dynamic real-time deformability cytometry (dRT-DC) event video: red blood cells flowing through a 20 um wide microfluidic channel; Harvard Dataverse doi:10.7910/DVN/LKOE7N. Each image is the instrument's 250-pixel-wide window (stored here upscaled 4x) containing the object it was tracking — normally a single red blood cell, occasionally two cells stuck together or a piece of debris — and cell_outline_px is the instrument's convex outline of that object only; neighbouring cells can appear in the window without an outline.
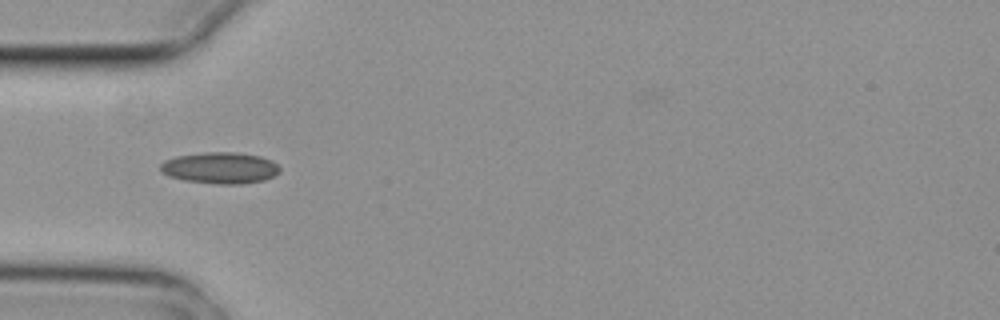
{"species": "common noctule bat (a hibernating species)", "species_latin": "Nyctalus noctula", "temperature_condition": "cold", "stored_images_in_passage": 4, "camera_frame_rate_fps": 3000, "um_per_image_px": 0.085, "animal": {"sex": "female", "body_mass_g": 29.2, "forearm_length_mm": 56.3}, "frame": {"image": 1, "passage_image": 2, "time_ms": 0.333, "image_size_px": [1000, 320], "cell_outline_px": [[280, 172], [264, 180], [240, 184], [216, 184], [184, 180], [168, 176], [160, 172], [160, 164], [164, 160], [176, 156], [204, 152], [236, 152], [260, 156], [272, 160], [280, 168]], "centroid_in_image_um": [18.69, 14.27], "position_along_channel_um": 66.3, "area_um2": 21.96}}
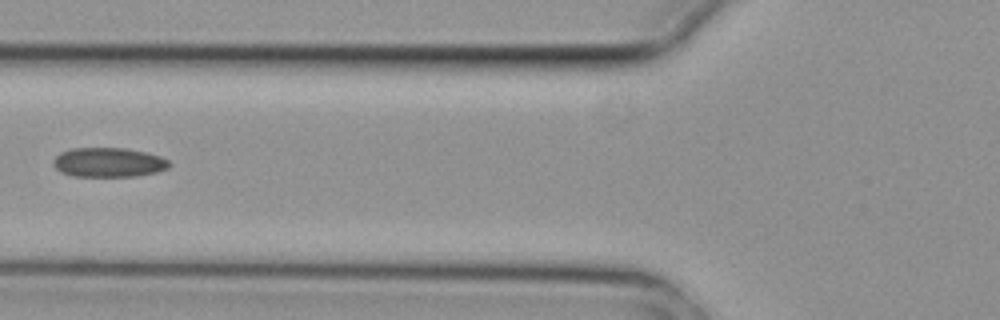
{"frame": {"image": 2, "passage_image": 3, "time_ms": 0.667, "image_size_px": [1000, 320], "cell_outline_px": [[172, 164], [168, 168], [156, 172], [136, 176], [72, 176], [60, 172], [52, 164], [52, 160], [60, 152], [72, 148], [124, 148], [144, 152], [160, 156], [168, 160]], "centroid_in_image_um": [9.2, 13.8], "position_along_channel_um": 116.6, "area_um2": 19.94}}
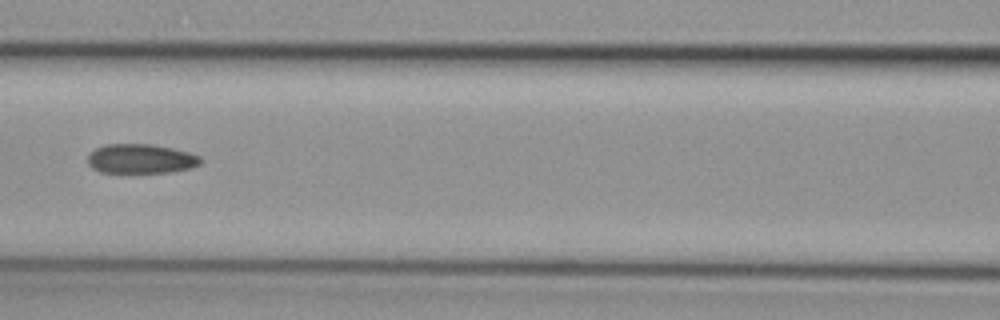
{"frame": {"image": 3, "passage_image": 4, "time_ms": 1.0, "image_size_px": [1000, 320], "cell_outline_px": [[204, 160], [200, 164], [192, 168], [172, 172], [100, 172], [92, 168], [88, 164], [88, 156], [96, 148], [104, 144], [152, 144], [172, 148], [188, 152], [200, 156]], "centroid_in_image_um": [12.0, 13.49], "position_along_channel_um": 154.6, "area_um2": 19.42}}